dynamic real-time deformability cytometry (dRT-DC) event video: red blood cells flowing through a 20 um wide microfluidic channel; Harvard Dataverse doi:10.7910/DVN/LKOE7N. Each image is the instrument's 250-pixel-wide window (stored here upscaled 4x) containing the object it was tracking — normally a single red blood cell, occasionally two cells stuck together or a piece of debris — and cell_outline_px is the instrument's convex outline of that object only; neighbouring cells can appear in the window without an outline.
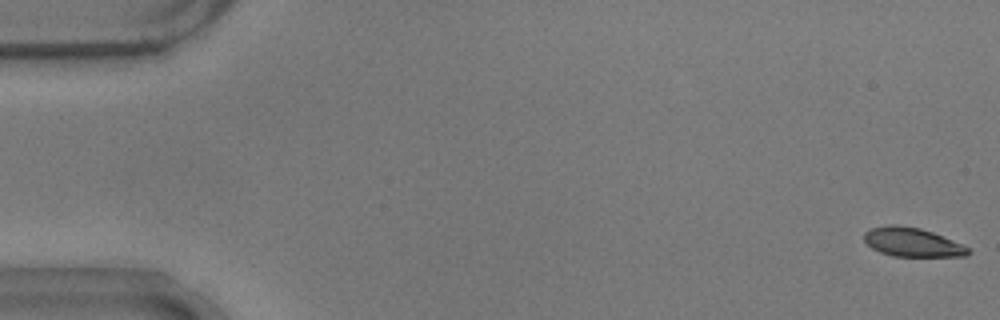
{"species": "common noctule bat (a hibernating species)", "species_latin": "Nyctalus noctula", "temperature_condition": "warm", "stored_images_in_passage": 10, "camera_frame_rate_fps": 3000, "um_per_image_px": 0.085, "animal": {"sex": "male", "body_mass_g": 17.9}, "frame": {"image": 1, "passage_image": 1, "time_ms": 0.0, "image_size_px": [1000, 320], "cell_outline_px": [[972, 252], [968, 256], [892, 256], [880, 252], [872, 248], [864, 240], [864, 232], [872, 228], [888, 224], [896, 224], [920, 228], [932, 232], [952, 240], [968, 248]], "centroid_in_image_um": [77.52, 20.58], "position_along_channel_um": 7.5, "area_um2": 17.46}}